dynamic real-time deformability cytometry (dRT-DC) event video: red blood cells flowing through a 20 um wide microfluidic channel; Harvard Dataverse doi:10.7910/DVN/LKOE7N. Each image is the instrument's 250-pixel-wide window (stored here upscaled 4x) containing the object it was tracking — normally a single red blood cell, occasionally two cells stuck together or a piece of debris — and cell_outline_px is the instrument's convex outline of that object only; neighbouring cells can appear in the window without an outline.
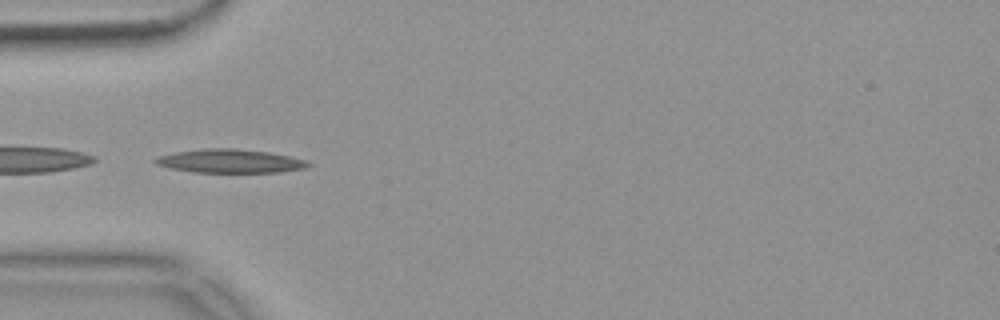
{"species": "common noctule bat (a hibernating species)", "species_latin": "Nyctalus noctula", "temperature_condition": "warm", "stored_images_in_passage": 44, "camera_frame_rate_fps": 3000, "um_per_image_px": 0.085, "animal": {"sex": "female", "body_mass_g": 18.4}, "frame": {"image": 1, "passage_image": 7, "time_ms": 2.0, "image_size_px": [1000, 320], "cell_outline_px": [[312, 164], [308, 168], [280, 172], [192, 172], [172, 168], [156, 164], [152, 160], [156, 156], [176, 152], [204, 148], [232, 148], [268, 152], [308, 160]], "centroid_in_image_um": [19.57, 13.69], "position_along_channel_um": 65.4, "area_um2": 21.1}}
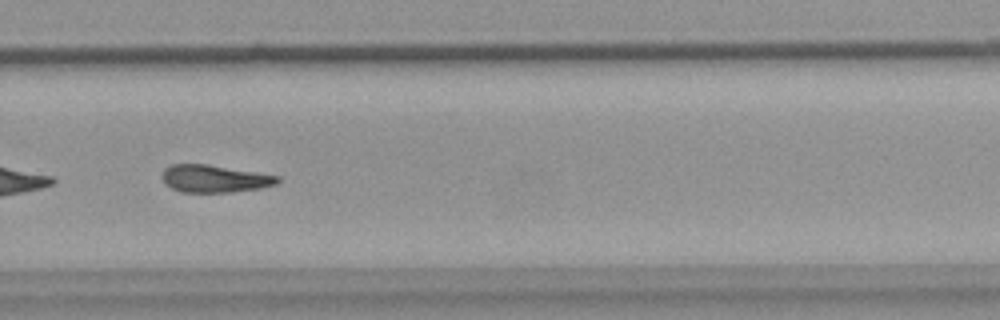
{"frame": {"image": 2, "passage_image": 27, "time_ms": 8.667, "image_size_px": [1000, 320], "cell_outline_px": [[280, 180], [276, 184], [260, 188], [232, 192], [180, 192], [164, 184], [164, 168], [172, 164], [208, 164], [280, 176]], "centroid_in_image_um": [18.24, 15.19], "position_along_channel_um": 311.6, "area_um2": 18.38}}
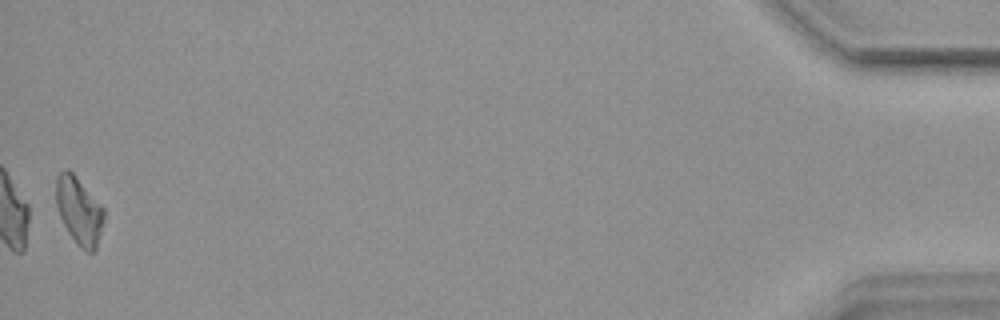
{"frame": {"image": 3, "passage_image": 44, "time_ms": 14.333, "image_size_px": [1000, 320], "cell_outline_px": [[104, 220], [96, 248], [92, 252], [88, 252], [80, 248], [76, 244], [68, 232], [60, 216], [56, 204], [56, 176], [64, 168], [68, 168], [72, 172], [104, 208]], "centroid_in_image_um": [6.71, 17.91], "position_along_channel_um": 428.5, "area_um2": 18.73}}